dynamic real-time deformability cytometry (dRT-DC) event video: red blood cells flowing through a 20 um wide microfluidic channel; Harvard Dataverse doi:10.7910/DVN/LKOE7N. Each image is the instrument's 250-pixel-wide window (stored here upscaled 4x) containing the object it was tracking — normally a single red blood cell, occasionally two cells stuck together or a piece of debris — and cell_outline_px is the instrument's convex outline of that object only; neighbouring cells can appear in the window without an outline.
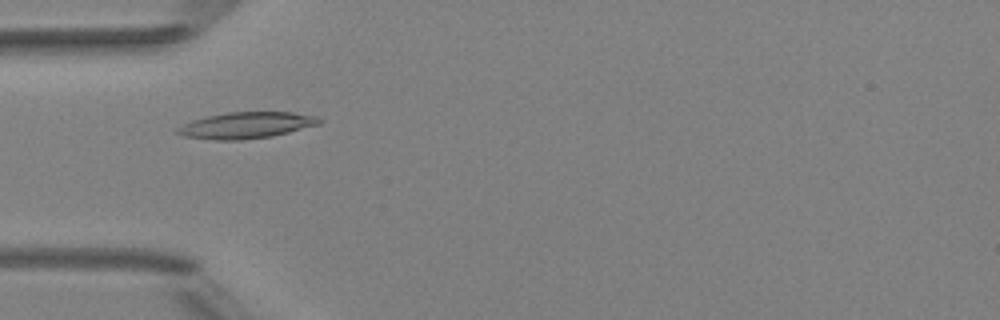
{"species": "Egyptian fruit bat (a non-hibernating species)", "species_latin": "Rousettus aegyptiacus", "temperature_condition": "room temperature", "stored_images_in_passage": 8, "camera_frame_rate_fps": 3000, "um_per_image_px": 0.085, "animal": {"sex": "female"}, "frame": {"image": 1, "passage_image": 6, "time_ms": 6.667, "image_size_px": [1000, 320], "cell_outline_px": [[324, 120], [320, 124], [272, 136], [240, 140], [216, 140], [184, 136], [172, 132], [176, 128], [192, 120], [208, 116], [228, 112], [292, 112], [316, 116]], "centroid_in_image_um": [20.92, 10.65], "position_along_channel_um": 64.1, "area_um2": 21.73}}
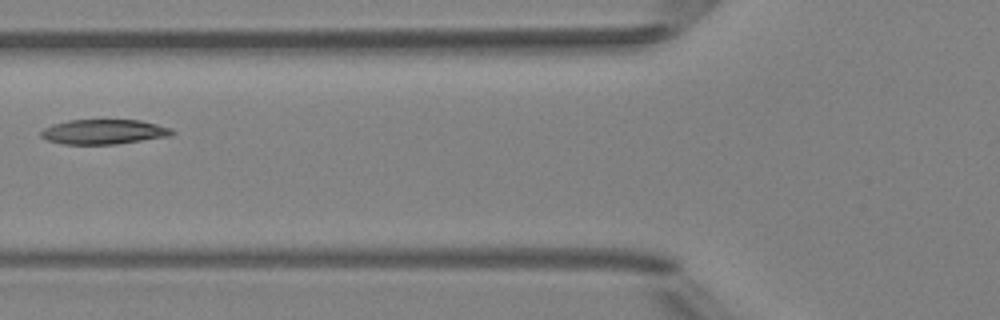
{"frame": {"image": 2, "passage_image": 7, "time_ms": 8.0, "image_size_px": [1000, 320], "cell_outline_px": [[176, 132], [172, 136], [116, 144], [64, 144], [48, 140], [40, 136], [40, 132], [44, 128], [52, 124], [68, 120], [140, 120], [172, 128]], "centroid_in_image_um": [8.85, 11.2], "position_along_channel_um": 117.0, "area_um2": 19.02}}
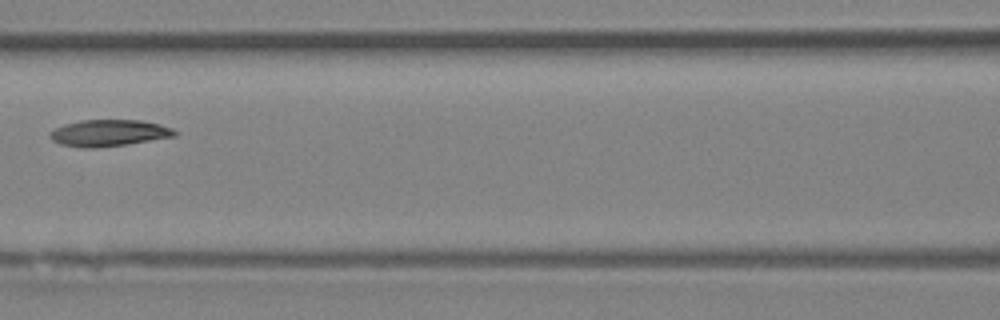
{"frame": {"image": 3, "passage_image": 8, "time_ms": 9.0, "image_size_px": [1000, 320], "cell_outline_px": [[176, 136], [128, 144], [96, 148], [84, 148], [60, 144], [52, 140], [48, 136], [56, 128], [64, 124], [80, 120], [140, 120], [160, 124], [172, 128], [176, 132]], "centroid_in_image_um": [9.26, 11.3], "position_along_channel_um": 157.3, "area_um2": 19.31}}